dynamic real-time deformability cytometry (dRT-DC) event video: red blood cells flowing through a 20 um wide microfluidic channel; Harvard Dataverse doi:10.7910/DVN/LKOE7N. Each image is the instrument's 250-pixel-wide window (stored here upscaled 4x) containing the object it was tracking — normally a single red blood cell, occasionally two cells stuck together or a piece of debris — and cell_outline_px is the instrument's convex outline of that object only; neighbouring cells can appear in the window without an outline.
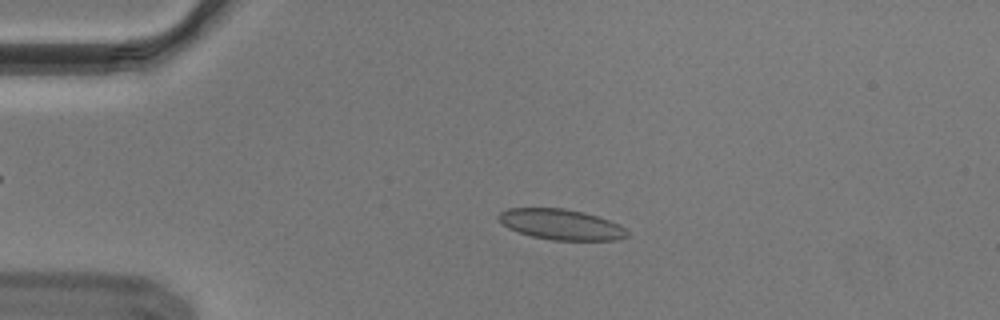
{"species": "Egyptian fruit bat (a non-hibernating species)", "species_latin": "Rousettus aegyptiacus", "temperature_condition": "cold", "stored_images_in_passage": 48, "camera_frame_rate_fps": 3000, "um_per_image_px": 0.085, "animal": {"sex": "male"}, "frame": {"image": 1, "passage_image": 6, "time_ms": 1.667, "image_size_px": [1000, 320], "cell_outline_px": [[628, 236], [616, 240], [552, 240], [532, 236], [508, 228], [496, 216], [500, 212], [508, 208], [564, 208], [584, 212], [620, 224], [628, 232]], "centroid_in_image_um": [47.69, 19.07], "position_along_channel_um": 37.3, "area_um2": 22.77}}
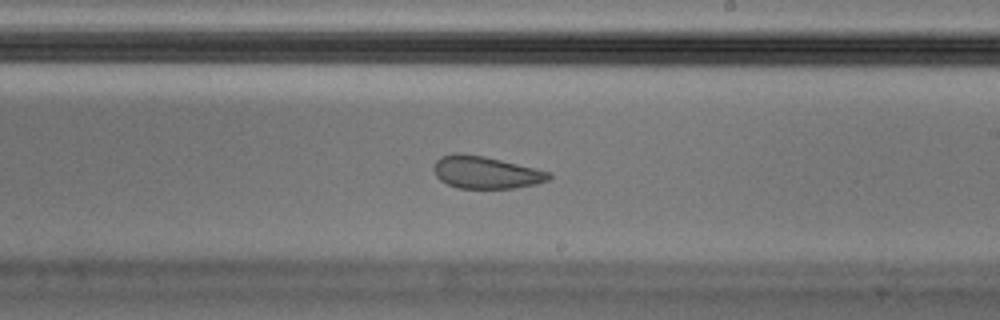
{"frame": {"image": 2, "passage_image": 26, "time_ms": 8.333, "image_size_px": [1000, 320], "cell_outline_px": [[552, 176], [548, 180], [536, 184], [516, 188], [460, 188], [448, 184], [440, 180], [436, 176], [436, 160], [440, 156], [456, 152], [460, 152], [484, 156], [536, 168], [552, 172]], "centroid_in_image_um": [41.33, 14.64], "position_along_channel_um": 247.7, "area_um2": 21.68}}
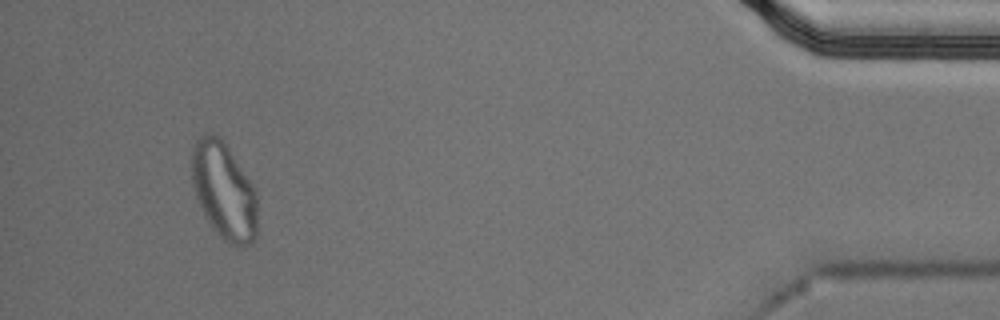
{"frame": {"image": 3, "passage_image": 45, "time_ms": 14.667, "image_size_px": [1000, 320], "cell_outline_px": [[256, 240], [252, 244], [228, 244], [212, 228], [204, 216], [196, 196], [192, 184], [192, 148], [196, 140], [204, 132], [212, 132], [220, 136], [228, 144], [252, 184], [256, 192]], "centroid_in_image_um": [19.02, 16.17], "position_along_channel_um": 416.2, "area_um2": 37.45}, "authors_computed_cell_mechanics": {"area_um2": 23.5246, "velocity_mm_per_s": 3.6753, "shape_relaxation_time_tau1_ms": null, "shape_relaxation_time_tau2_ms": 1.3753, "deformation_change_tau1": null, "deformation_change_tau2": 0.0802}}